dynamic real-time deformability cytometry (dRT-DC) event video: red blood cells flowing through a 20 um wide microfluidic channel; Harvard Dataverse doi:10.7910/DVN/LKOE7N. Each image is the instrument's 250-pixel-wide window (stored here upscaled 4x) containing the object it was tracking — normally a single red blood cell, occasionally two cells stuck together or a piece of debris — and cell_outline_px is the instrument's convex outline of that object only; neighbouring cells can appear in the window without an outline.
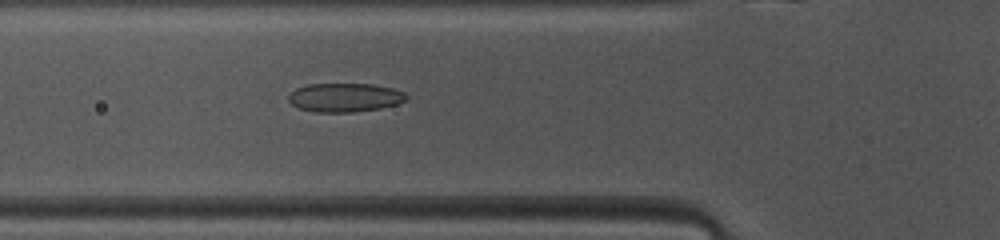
{"species": "common noctule bat (a hibernating species)", "species_latin": "Nyctalus noctula", "temperature_condition": "warm", "stored_images_in_passage": 47, "camera_frame_rate_fps": 3000, "um_per_image_px": 0.085, "animal": {"sex": "female", "body_mass_g": 10.0, "forearm_length_mm": 53.1}, "frame": {"image": 1, "passage_image": 15, "time_ms": 4.667, "image_size_px": [1000, 240], "cell_outline_px": [[408, 100], [396, 104], [380, 108], [352, 112], [316, 112], [300, 108], [292, 104], [288, 100], [288, 96], [296, 88], [308, 84], [372, 84], [392, 88], [404, 92], [408, 96]], "centroid_in_image_um": [29.32, 8.28], "position_along_channel_um": 96.5, "area_um2": 19.71}}
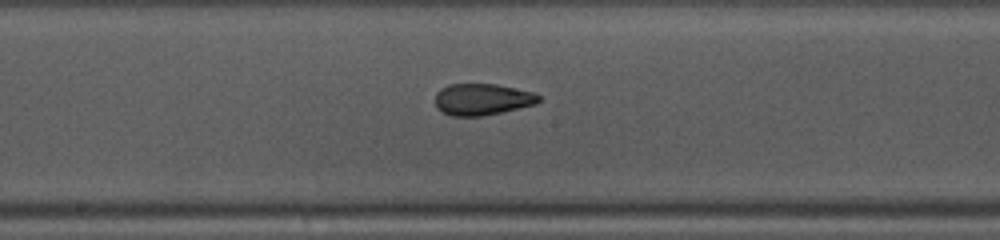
{"frame": {"image": 2, "passage_image": 23, "time_ms": 7.333, "image_size_px": [1000, 240], "cell_outline_px": [[540, 100], [536, 104], [484, 116], [452, 116], [436, 108], [436, 92], [440, 88], [448, 84], [496, 84], [536, 92], [540, 96]], "centroid_in_image_um": [41.0, 8.44], "position_along_channel_um": 207.2, "area_um2": 19.19}}
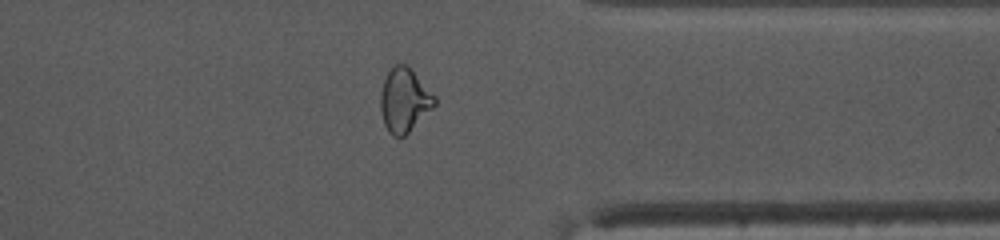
{"frame": {"image": 3, "passage_image": 36, "time_ms": 11.667, "image_size_px": [1000, 240], "cell_outline_px": [[436, 104], [404, 136], [392, 136], [388, 132], [384, 124], [380, 108], [380, 92], [384, 80], [392, 64], [408, 64], [436, 96]], "centroid_in_image_um": [34.36, 8.48], "position_along_channel_um": 377.0, "area_um2": 20.23}, "authors_computed_cell_mechanics": {"area_um2": 20.2878, "velocity_mm_per_s": 4.126, "shape_relaxation_time_tau1_ms": 10.395, "shape_relaxation_time_tau2_ms": 1.7554, "deformation_change_tau1": 0.2373, "deformation_change_tau2": 0.1045}}